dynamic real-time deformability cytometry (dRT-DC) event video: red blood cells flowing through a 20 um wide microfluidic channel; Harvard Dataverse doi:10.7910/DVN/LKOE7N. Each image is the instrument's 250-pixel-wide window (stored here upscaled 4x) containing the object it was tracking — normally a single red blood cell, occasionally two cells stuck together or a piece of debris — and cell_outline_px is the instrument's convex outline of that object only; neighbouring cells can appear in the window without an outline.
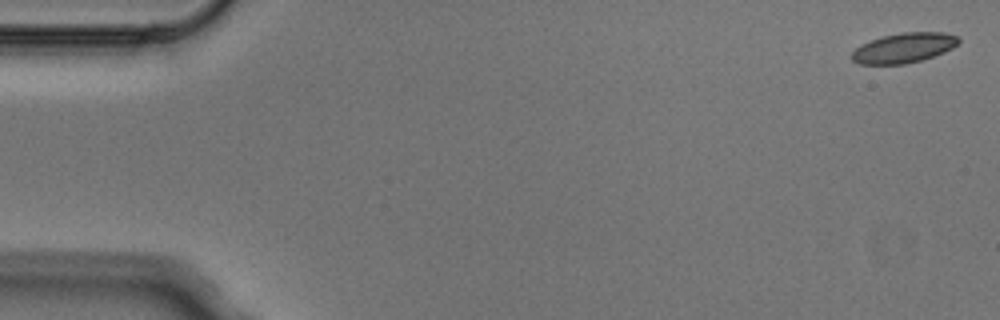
{"species": "Egyptian fruit bat (a non-hibernating species)", "species_latin": "Rousettus aegyptiacus", "temperature_condition": "cold", "stored_images_in_passage": 5, "camera_frame_rate_fps": 3000, "um_per_image_px": 0.085, "animal": {"sex": "male"}, "frame": {"image": 1, "passage_image": 1, "time_ms": 0.0, "image_size_px": [1000, 320], "cell_outline_px": [[960, 40], [952, 48], [944, 52], [920, 60], [904, 64], [860, 64], [852, 60], [848, 56], [860, 44], [884, 36], [904, 32], [944, 32], [956, 36]], "centroid_in_image_um": [76.78, 4.07], "position_along_channel_um": 8.2, "area_um2": 18.44}}
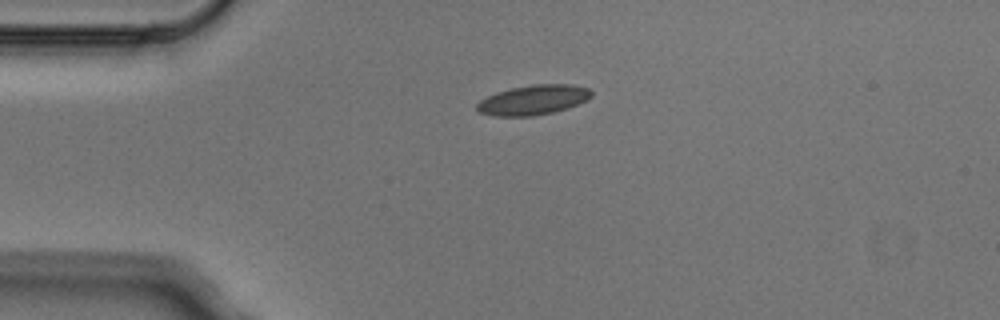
{"frame": {"image": 2, "passage_image": 4, "time_ms": 1.0, "image_size_px": [1000, 320], "cell_outline_px": [[592, 96], [588, 100], [568, 108], [552, 112], [532, 116], [492, 116], [480, 112], [476, 108], [476, 104], [480, 100], [496, 92], [512, 88], [536, 84], [572, 84], [588, 88], [592, 92]], "centroid_in_image_um": [45.34, 8.49], "position_along_channel_um": 39.7, "area_um2": 19.88}}